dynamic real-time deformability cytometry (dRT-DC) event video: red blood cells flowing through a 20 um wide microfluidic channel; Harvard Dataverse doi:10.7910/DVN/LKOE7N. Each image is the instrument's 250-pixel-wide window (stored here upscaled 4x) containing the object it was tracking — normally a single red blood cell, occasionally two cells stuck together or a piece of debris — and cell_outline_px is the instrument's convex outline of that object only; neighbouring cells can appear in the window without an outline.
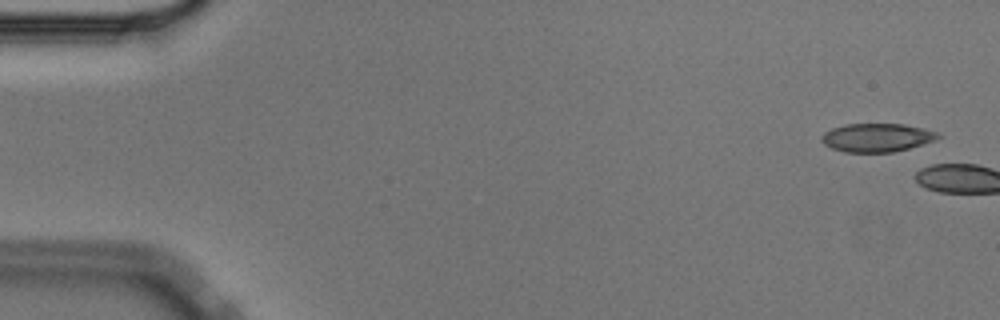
{"species": "Egyptian fruit bat (a non-hibernating species)", "species_latin": "Rousettus aegyptiacus", "temperature_condition": "cold", "stored_images_in_passage": 5, "camera_frame_rate_fps": 3000, "um_per_image_px": 0.085, "animal": {"sex": "male"}, "frame": {"image": 1, "passage_image": 2, "time_ms": 0.333, "image_size_px": [1000, 320], "cell_outline_px": [[940, 136], [936, 140], [908, 148], [892, 152], [844, 152], [832, 148], [824, 144], [820, 140], [820, 136], [824, 132], [832, 128], [844, 124], [904, 124], [936, 132]], "centroid_in_image_um": [74.47, 11.69], "position_along_channel_um": 10.5, "area_um2": 19.19}}